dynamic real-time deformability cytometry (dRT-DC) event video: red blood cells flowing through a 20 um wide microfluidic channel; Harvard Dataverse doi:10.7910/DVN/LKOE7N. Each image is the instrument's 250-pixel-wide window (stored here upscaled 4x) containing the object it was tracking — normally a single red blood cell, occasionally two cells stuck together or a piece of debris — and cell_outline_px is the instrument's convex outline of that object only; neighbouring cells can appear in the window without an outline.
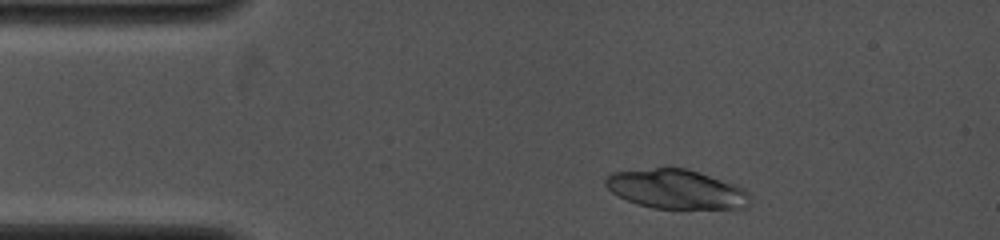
{"species": "common noctule bat (a hibernating species)", "species_latin": "Nyctalus noctula", "temperature_condition": "cold", "stored_images_in_passage": 12, "camera_frame_rate_fps": 4000, "um_per_image_px": 0.085, "animal": {"sex": "female", "body_mass_g": 19.0, "forearm_length_mm": 53.3}, "frame": {"image": 1, "passage_image": 5, "time_ms": 0.75, "image_size_px": [1000, 240], "cell_outline_px": [[752, 200], [744, 208], [652, 208], [628, 200], [612, 192], [604, 184], [604, 180], [612, 172], [656, 168], [688, 168], [736, 184], [744, 188], [752, 196]], "centroid_in_image_um": [57.53, 16.07], "position_along_channel_um": 27.5, "area_um2": 33.0}}